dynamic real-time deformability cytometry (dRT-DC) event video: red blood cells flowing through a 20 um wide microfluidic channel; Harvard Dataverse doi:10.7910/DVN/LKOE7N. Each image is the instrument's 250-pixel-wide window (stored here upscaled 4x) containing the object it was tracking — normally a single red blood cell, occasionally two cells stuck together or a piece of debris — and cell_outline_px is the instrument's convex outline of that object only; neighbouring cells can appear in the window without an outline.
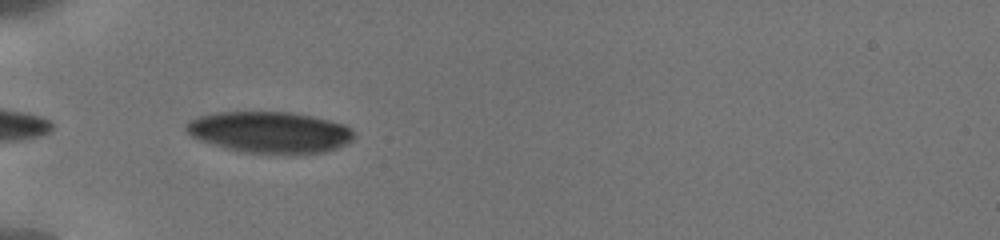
{"species": "human", "species_latin": "Homo sapiens", "temperature_condition": "cold", "stored_images_in_passage": 2, "camera_frame_rate_fps": 3000, "um_per_image_px": 0.085, "donor": {"sex": "male"}, "frame": {"image": 1, "passage_image": 1, "time_ms": 0.0, "image_size_px": [1000, 240], "cell_outline_px": [[352, 140], [336, 148], [324, 152], [240, 152], [224, 148], [200, 140], [192, 136], [184, 128], [184, 124], [188, 120], [196, 116], [216, 112], [292, 112], [312, 116], [344, 124], [352, 128]], "centroid_in_image_um": [22.86, 11.21], "position_along_channel_um": 62.1, "area_um2": 40.0}}